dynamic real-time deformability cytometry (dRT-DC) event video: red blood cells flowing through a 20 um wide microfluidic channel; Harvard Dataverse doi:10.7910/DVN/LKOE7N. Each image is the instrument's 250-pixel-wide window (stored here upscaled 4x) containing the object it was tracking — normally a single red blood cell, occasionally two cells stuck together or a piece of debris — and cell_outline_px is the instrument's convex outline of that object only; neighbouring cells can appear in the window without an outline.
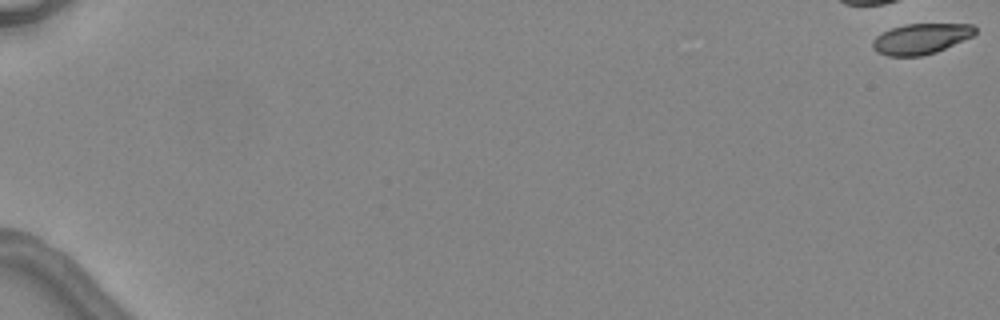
{"species": "common noctule bat (a hibernating species)", "species_latin": "Nyctalus noctula", "temperature_condition": "warm", "stored_images_in_passage": 5, "camera_frame_rate_fps": 3000, "um_per_image_px": 0.085, "animal": {"sex": "female", "body_mass_g": 24.6, "forearm_length_mm": 56.2}, "frame": {"image": 1, "passage_image": 1, "time_ms": 0.0, "image_size_px": [1000, 320], "cell_outline_px": [[976, 32], [972, 36], [936, 52], [920, 56], [888, 56], [876, 52], [872, 48], [872, 40], [876, 36], [892, 28], [904, 24], [972, 24], [976, 28]], "centroid_in_image_um": [78.25, 3.3], "position_along_channel_um": 6.8, "area_um2": 18.15}}